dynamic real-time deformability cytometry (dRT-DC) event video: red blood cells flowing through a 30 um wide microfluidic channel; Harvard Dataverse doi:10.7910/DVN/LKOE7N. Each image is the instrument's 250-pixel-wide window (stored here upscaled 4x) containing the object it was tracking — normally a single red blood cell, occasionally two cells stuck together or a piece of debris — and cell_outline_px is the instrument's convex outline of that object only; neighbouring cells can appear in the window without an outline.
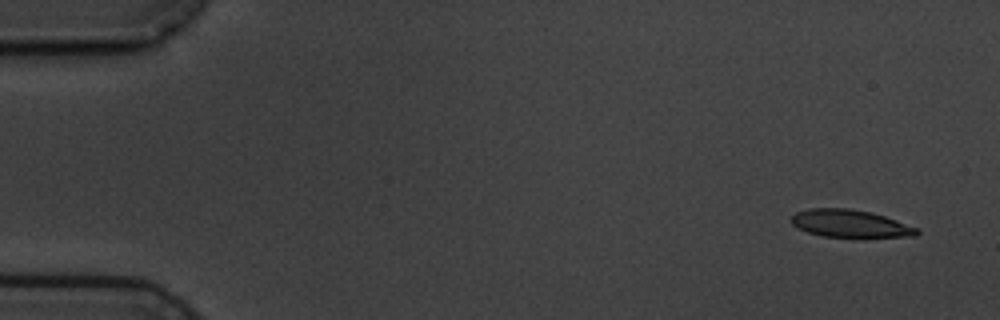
{"species": "common noctule bat (a hibernating species)", "species_latin": "Nyctalus noctula", "temperature_condition": "cold", "stored_images_in_passage": 7, "camera_frame_rate_fps": 3000, "um_per_image_px": 0.085, "animal": {"sex": "male", "body_mass_g": 19.5, "forearm_length_mm": 54.6}, "frame": {"image": 1, "passage_image": 1, "time_ms": 0.0, "image_size_px": [1000, 320], "cell_outline_px": [[920, 232], [916, 236], [824, 236], [808, 232], [796, 228], [792, 224], [792, 216], [796, 212], [808, 208], [848, 208], [872, 212], [920, 228]], "centroid_in_image_um": [72.26, 18.98], "position_along_channel_um": 12.7, "area_um2": 19.94}}
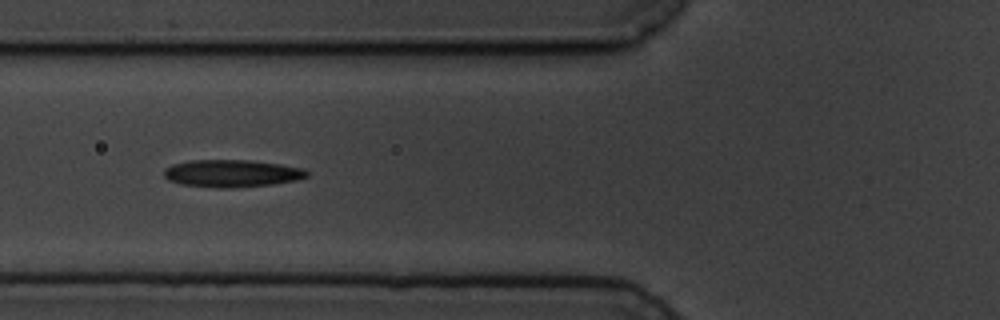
{"frame": {"image": 2, "passage_image": 6, "time_ms": 6.0, "image_size_px": [1000, 320], "cell_outline_px": [[308, 176], [296, 180], [272, 184], [232, 188], [220, 188], [180, 184], [168, 180], [164, 176], [164, 168], [172, 164], [188, 160], [248, 160], [280, 164], [304, 168], [308, 172]], "centroid_in_image_um": [19.68, 14.73], "position_along_channel_um": 106.1, "area_um2": 22.89}}
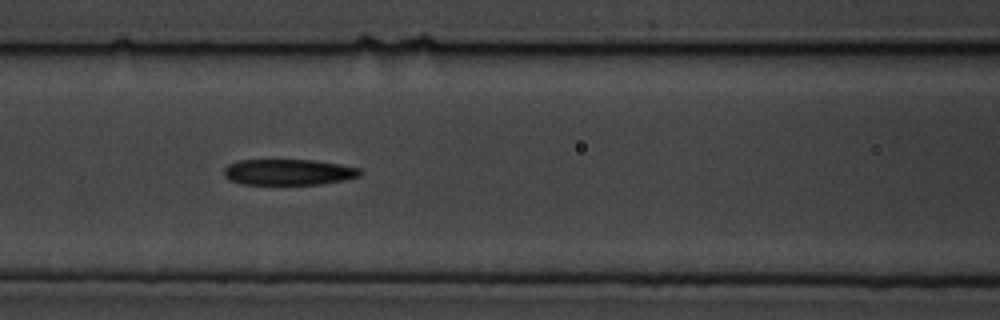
{"frame": {"image": 3, "passage_image": 7, "time_ms": 7.0, "image_size_px": [1000, 320], "cell_outline_px": [[360, 176], [344, 180], [320, 184], [240, 184], [228, 180], [224, 176], [224, 168], [228, 164], [240, 160], [316, 160], [340, 164], [360, 168]], "centroid_in_image_um": [24.5, 14.63], "position_along_channel_um": 142.1, "area_um2": 20.63}}